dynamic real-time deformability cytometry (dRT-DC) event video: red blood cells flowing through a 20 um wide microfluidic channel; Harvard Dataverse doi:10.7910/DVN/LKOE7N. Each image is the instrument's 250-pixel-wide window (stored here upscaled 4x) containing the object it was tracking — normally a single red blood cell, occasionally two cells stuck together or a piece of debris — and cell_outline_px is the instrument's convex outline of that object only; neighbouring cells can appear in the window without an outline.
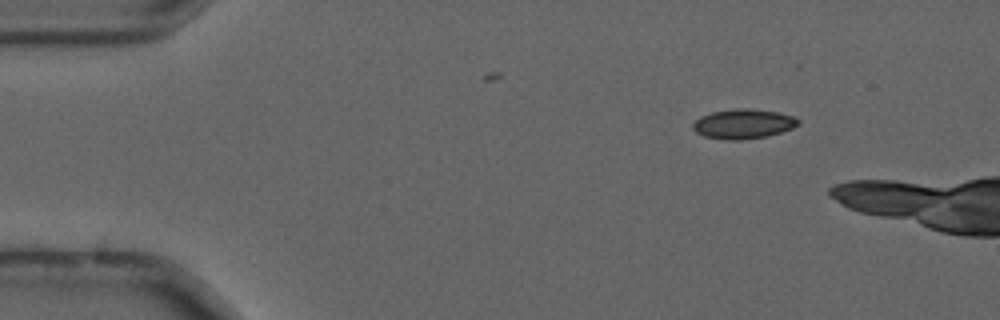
{"species": "common noctule bat (a hibernating species)", "species_latin": "Nyctalus noctula", "temperature_condition": "cold", "stored_images_in_passage": 14, "camera_frame_rate_fps": 3000, "um_per_image_px": 0.085, "animal": {"sex": "male", "forearm_length_mm": 52.5}, "frame": {"image": 1, "passage_image": 7, "time_ms": 2.0, "image_size_px": [1000, 320], "cell_outline_px": [[800, 124], [792, 128], [768, 136], [740, 140], [724, 140], [704, 136], [696, 132], [692, 128], [692, 124], [700, 116], [712, 112], [736, 108], [748, 108], [776, 112], [796, 116], [800, 120]], "centroid_in_image_um": [63.19, 10.53], "position_along_channel_um": 21.8, "area_um2": 18.32}}